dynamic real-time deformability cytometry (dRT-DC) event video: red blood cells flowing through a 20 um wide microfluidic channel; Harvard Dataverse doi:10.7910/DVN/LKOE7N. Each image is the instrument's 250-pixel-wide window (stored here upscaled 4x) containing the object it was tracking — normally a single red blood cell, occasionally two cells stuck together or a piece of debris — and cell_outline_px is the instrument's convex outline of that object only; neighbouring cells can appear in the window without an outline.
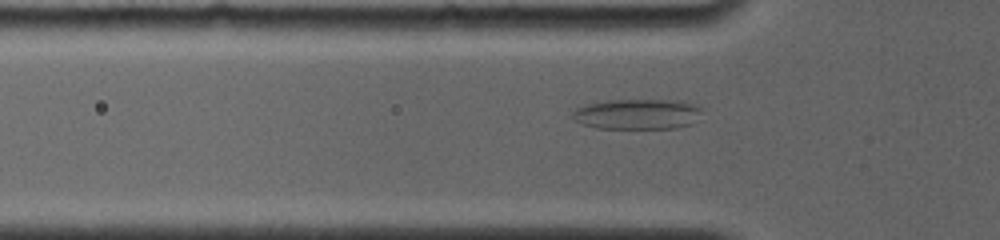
{"species": "common noctule bat (a hibernating species)", "species_latin": "Nyctalus noctula", "temperature_condition": "room temperature", "stored_images_in_passage": 55, "camera_frame_rate_fps": 4000, "um_per_image_px": 0.085, "animal": {"sex": "female", "body_mass_g": 19.0, "forearm_length_mm": 56.7}, "frame": {"image": 1, "passage_image": 18, "time_ms": 3.25, "image_size_px": [1000, 240], "cell_outline_px": [[700, 112], [692, 124], [676, 128], [596, 128], [584, 124], [576, 120], [572, 116], [572, 112], [576, 108], [588, 104], [608, 100], [680, 100], [700, 108]], "centroid_in_image_um": [54.15, 9.7], "position_along_channel_um": 71.6, "area_um2": 22.6}}
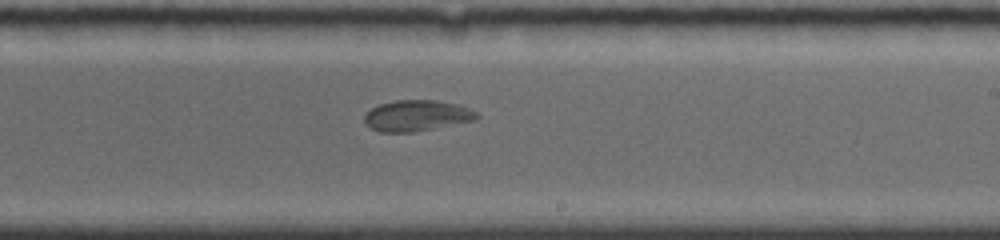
{"frame": {"image": 2, "passage_image": 36, "time_ms": 8.0, "image_size_px": [1000, 240], "cell_outline_px": [[480, 116], [476, 120], [412, 132], [380, 132], [364, 124], [364, 116], [372, 108], [380, 104], [396, 100], [436, 100], [460, 104], [476, 112]], "centroid_in_image_um": [35.44, 9.82], "position_along_channel_um": 253.6, "area_um2": 20.23}}
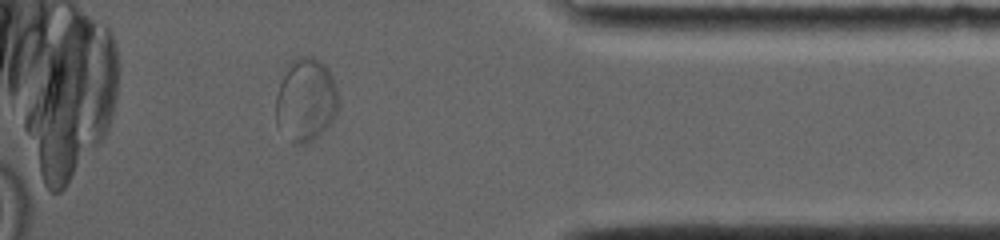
{"frame": {"image": 3, "passage_image": 53, "time_ms": 12.5, "image_size_px": [1000, 240], "cell_outline_px": [[340, 108], [332, 120], [312, 140], [304, 144], [292, 144], [276, 124], [276, 92], [288, 64], [296, 56], [312, 56], [320, 60], [328, 68], [332, 76], [336, 88], [340, 104]], "centroid_in_image_um": [25.99, 8.47], "position_along_channel_um": 409.2, "area_um2": 30.58}}